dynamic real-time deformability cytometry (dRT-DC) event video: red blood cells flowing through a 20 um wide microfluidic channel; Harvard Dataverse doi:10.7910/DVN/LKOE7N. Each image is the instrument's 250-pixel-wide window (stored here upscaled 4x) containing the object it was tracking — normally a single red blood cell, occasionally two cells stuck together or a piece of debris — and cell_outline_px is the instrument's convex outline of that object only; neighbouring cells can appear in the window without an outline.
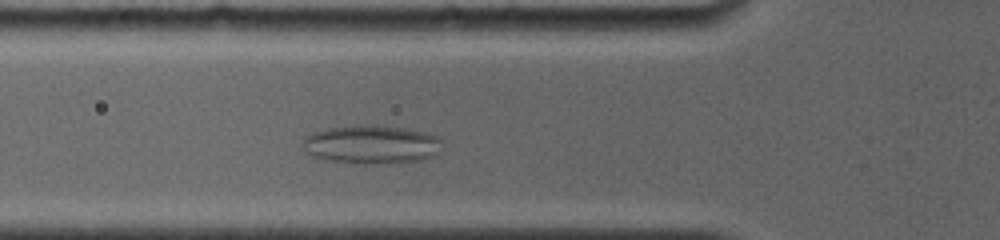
{"species": "common noctule bat (a hibernating species)", "species_latin": "Nyctalus noctula", "temperature_condition": "room temperature", "stored_images_in_passage": 3, "camera_frame_rate_fps": 4000, "um_per_image_px": 0.085, "animal": {"sex": "female", "body_mass_g": 19.0, "forearm_length_mm": 56.7}, "frame": {"image": 1, "passage_image": 3, "time_ms": 1.75, "image_size_px": [1000, 240], "cell_outline_px": [[444, 140], [436, 156], [420, 160], [388, 164], [332, 160], [312, 156], [308, 152], [304, 144], [304, 136], [312, 132], [328, 128], [376, 124], [404, 128], [424, 132], [440, 136]], "centroid_in_image_um": [31.67, 12.26], "position_along_channel_um": 94.1, "area_um2": 31.15}}